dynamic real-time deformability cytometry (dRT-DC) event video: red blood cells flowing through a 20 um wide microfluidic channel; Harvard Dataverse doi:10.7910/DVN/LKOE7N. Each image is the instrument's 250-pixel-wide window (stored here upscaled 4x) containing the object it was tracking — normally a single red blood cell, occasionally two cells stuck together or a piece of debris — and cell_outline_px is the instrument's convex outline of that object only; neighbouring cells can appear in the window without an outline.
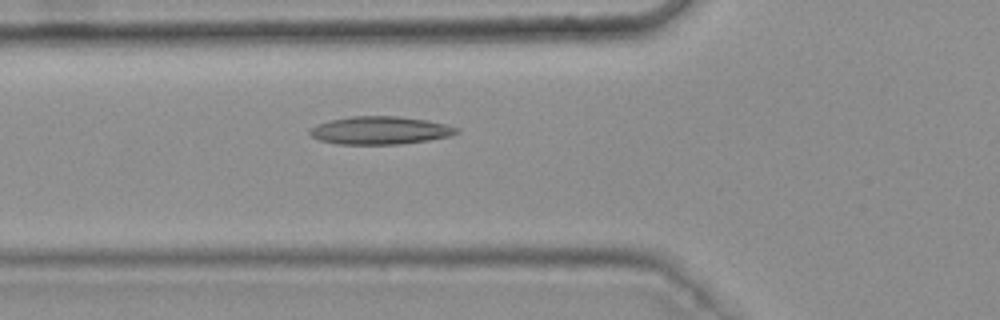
{"species": "common noctule bat (a hibernating species)", "species_latin": "Nyctalus noctula", "temperature_condition": "warm", "stored_images_in_passage": 35, "camera_frame_rate_fps": 3000, "um_per_image_px": 0.085, "animal": {"sex": "female", "body_mass_g": 25.1}, "frame": {"image": 1, "passage_image": 5, "time_ms": 1.333, "image_size_px": [1000, 320], "cell_outline_px": [[460, 132], [452, 136], [428, 140], [400, 144], [336, 144], [320, 140], [312, 136], [308, 132], [316, 124], [328, 120], [352, 116], [396, 116], [428, 120], [460, 128]], "centroid_in_image_um": [32.33, 11.08], "position_along_channel_um": 93.5, "area_um2": 23.99}}
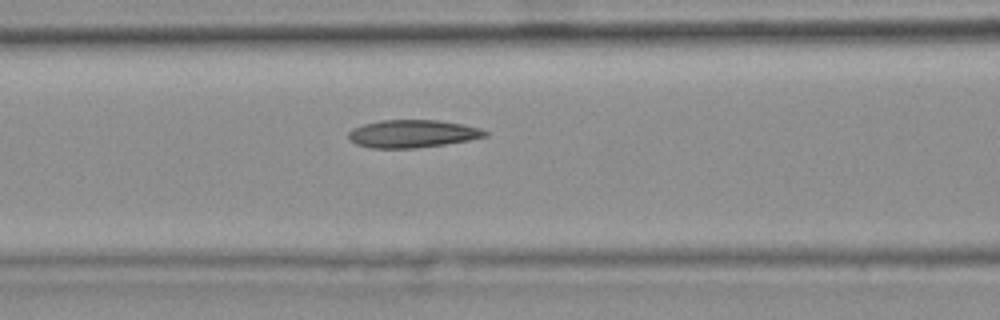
{"frame": {"image": 2, "passage_image": 8, "time_ms": 2.333, "image_size_px": [1000, 320], "cell_outline_px": [[488, 136], [468, 140], [444, 144], [412, 148], [372, 148], [356, 144], [348, 140], [348, 132], [352, 128], [364, 124], [380, 120], [436, 120], [464, 124], [480, 128], [488, 132]], "centroid_in_image_um": [35.04, 11.36], "position_along_channel_um": 131.6, "area_um2": 22.08}}
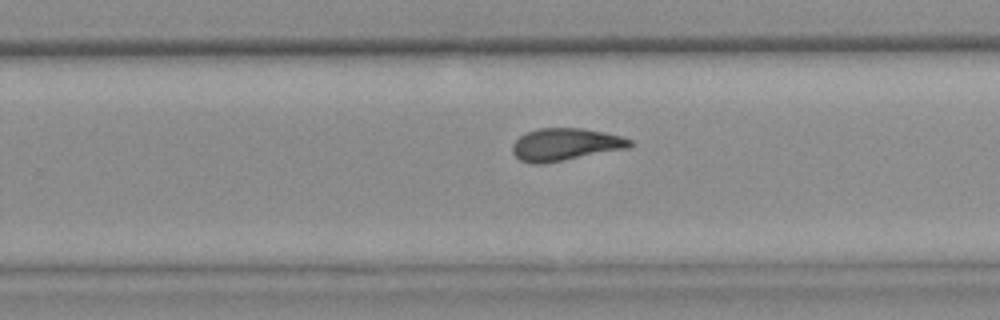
{"frame": {"image": 3, "passage_image": 20, "time_ms": 6.333, "image_size_px": [1000, 320], "cell_outline_px": [[632, 144], [628, 148], [544, 164], [532, 164], [520, 160], [512, 152], [512, 144], [520, 136], [528, 132], [540, 128], [584, 128], [604, 132], [620, 136], [632, 140]], "centroid_in_image_um": [48.04, 12.28], "position_along_channel_um": 281.8, "area_um2": 22.14}, "authors_computed_cell_mechanics": {"area_um2": 22.0796, "velocity_mm_per_s": 3.7674, "shape_relaxation_time_tau1_ms": null, "shape_relaxation_time_tau2_ms": 2.5928, "deformation_change_tau1": null, "deformation_change_tau2": 0.1023}}